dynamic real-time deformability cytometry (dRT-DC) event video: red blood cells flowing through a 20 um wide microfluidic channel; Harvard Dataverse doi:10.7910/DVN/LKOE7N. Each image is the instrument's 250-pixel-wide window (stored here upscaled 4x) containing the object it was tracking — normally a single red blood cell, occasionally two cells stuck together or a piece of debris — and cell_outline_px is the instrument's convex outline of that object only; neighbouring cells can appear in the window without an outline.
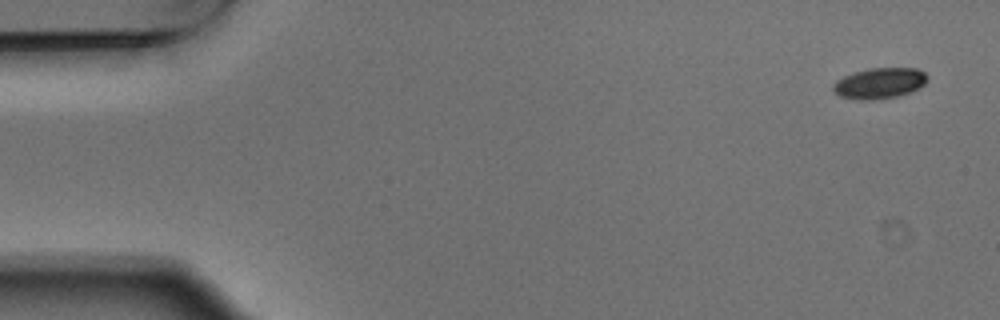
{"species": "Egyptian fruit bat (a non-hibernating species)", "species_latin": "Rousettus aegyptiacus", "temperature_condition": "warm", "stored_images_in_passage": 4, "camera_frame_rate_fps": 3000, "um_per_image_px": 0.085, "animal": {"sex": "male"}, "frame": {"image": 1, "passage_image": 1, "time_ms": 0.0, "image_size_px": [1000, 320], "cell_outline_px": [[928, 80], [920, 88], [912, 92], [900, 96], [872, 100], [860, 100], [840, 96], [832, 88], [832, 84], [836, 80], [844, 76], [868, 68], [916, 68], [924, 72], [928, 76]], "centroid_in_image_um": [74.79, 7.08], "position_along_channel_um": 10.2, "area_um2": 17.05}}
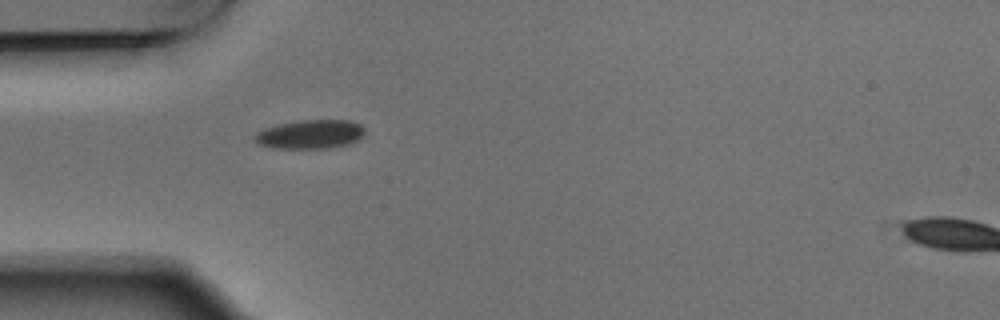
{"frame": {"image": 2, "passage_image": 4, "time_ms": 1.0, "image_size_px": [1000, 320], "cell_outline_px": [[364, 132], [356, 140], [348, 144], [328, 148], [272, 148], [260, 144], [252, 140], [252, 136], [256, 132], [264, 128], [296, 120], [348, 120], [360, 124], [364, 128]], "centroid_in_image_um": [26.3, 11.41], "position_along_channel_um": 58.7, "area_um2": 18.55}}